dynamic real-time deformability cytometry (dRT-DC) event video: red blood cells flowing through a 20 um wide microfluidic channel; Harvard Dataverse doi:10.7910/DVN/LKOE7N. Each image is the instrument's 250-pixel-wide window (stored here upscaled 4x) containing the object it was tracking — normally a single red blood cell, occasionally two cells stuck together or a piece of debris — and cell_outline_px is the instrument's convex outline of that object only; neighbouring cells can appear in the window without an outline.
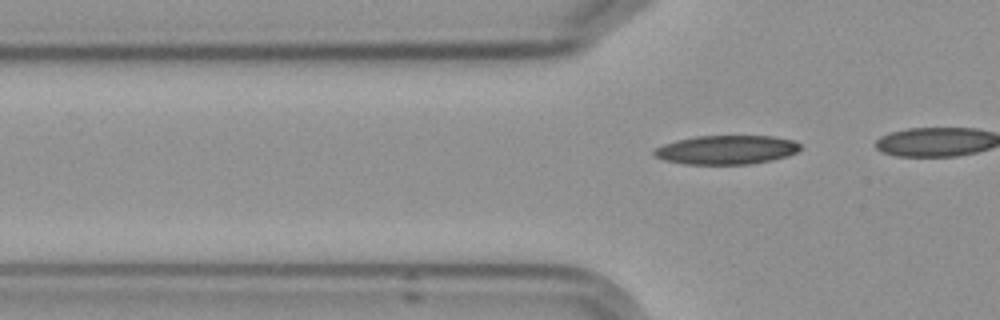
{"species": "Egyptian fruit bat (a non-hibernating species)", "species_latin": "Rousettus aegyptiacus", "temperature_condition": "cold", "stored_images_in_passage": 4, "segment_of_instrument_passage": [2, 2], "camera_frame_rate_fps": 3000, "um_per_image_px": 0.085, "frame": {"image": 1, "passage_image": 4, "time_ms": 3.667, "image_size_px": [1000, 320], "cell_outline_px": [[800, 148], [796, 152], [788, 156], [772, 160], [748, 164], [684, 164], [664, 160], [656, 156], [652, 152], [656, 148], [664, 144], [676, 140], [696, 136], [772, 136], [796, 140], [800, 144]], "centroid_in_image_um": [61.77, 12.73], "position_along_channel_um": 64.0, "area_um2": 24.68}}